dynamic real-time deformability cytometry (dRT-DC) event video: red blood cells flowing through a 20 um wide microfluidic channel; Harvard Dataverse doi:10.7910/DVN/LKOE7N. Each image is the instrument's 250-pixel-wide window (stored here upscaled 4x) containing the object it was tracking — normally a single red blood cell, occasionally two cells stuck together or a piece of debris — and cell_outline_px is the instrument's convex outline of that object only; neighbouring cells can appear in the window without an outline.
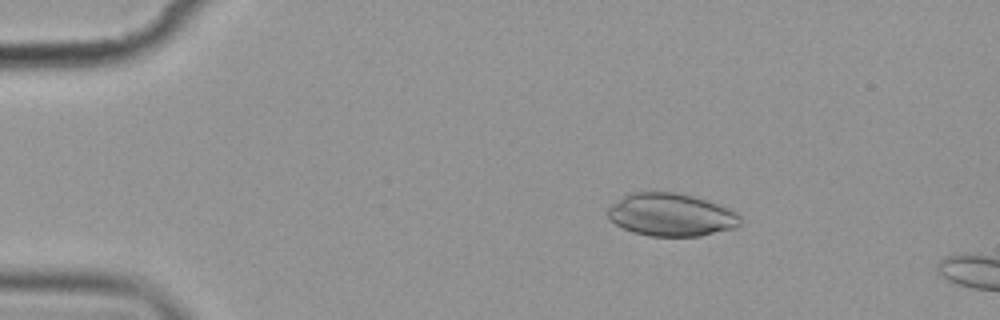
{"species": "common noctule bat (a hibernating species)", "species_latin": "Nyctalus noctula", "temperature_condition": "cold", "stored_images_in_passage": 4, "camera_frame_rate_fps": 3000, "um_per_image_px": 0.085, "animal": {"sex": "female", "body_mass_g": 19.9}, "frame": {"image": 1, "passage_image": 3, "time_ms": 2.333, "image_size_px": [1000, 320], "cell_outline_px": [[740, 224], [736, 228], [700, 236], [648, 236], [632, 232], [608, 220], [608, 208], [612, 204], [628, 192], [676, 192], [692, 196], [728, 208], [736, 212], [740, 216]], "centroid_in_image_um": [57.02, 18.26], "position_along_channel_um": 28.0, "area_um2": 33.06}}